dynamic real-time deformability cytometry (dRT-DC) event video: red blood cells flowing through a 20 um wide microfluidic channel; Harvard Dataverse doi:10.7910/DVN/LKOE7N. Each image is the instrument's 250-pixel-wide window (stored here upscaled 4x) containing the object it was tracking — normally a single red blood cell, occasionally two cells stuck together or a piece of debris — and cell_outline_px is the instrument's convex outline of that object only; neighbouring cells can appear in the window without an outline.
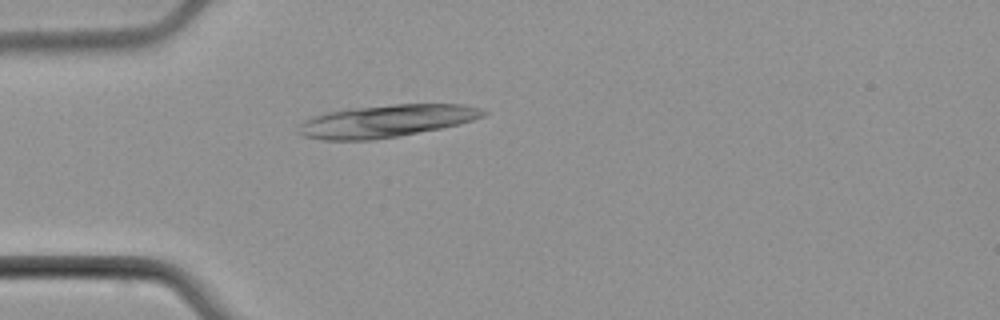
{"species": "common noctule bat (a hibernating species)", "species_latin": "Nyctalus noctula", "temperature_condition": "cold", "stored_images_in_passage": 1, "camera_frame_rate_fps": 3000, "um_per_image_px": 0.085, "animal": {"sex": "male", "body_mass_g": 21.5, "forearm_length_mm": 52.0}, "frame": {"image": 1, "passage_image": 1, "time_ms": 0.0, "image_size_px": [1000, 320], "cell_outline_px": [[488, 112], [484, 116], [472, 120], [440, 128], [396, 136], [372, 140], [324, 140], [304, 136], [296, 132], [300, 124], [304, 120], [312, 116], [328, 112], [352, 108], [392, 104], [464, 104], [480, 108]], "centroid_in_image_um": [32.8, 10.28], "position_along_channel_um": 52.2, "area_um2": 34.68}}